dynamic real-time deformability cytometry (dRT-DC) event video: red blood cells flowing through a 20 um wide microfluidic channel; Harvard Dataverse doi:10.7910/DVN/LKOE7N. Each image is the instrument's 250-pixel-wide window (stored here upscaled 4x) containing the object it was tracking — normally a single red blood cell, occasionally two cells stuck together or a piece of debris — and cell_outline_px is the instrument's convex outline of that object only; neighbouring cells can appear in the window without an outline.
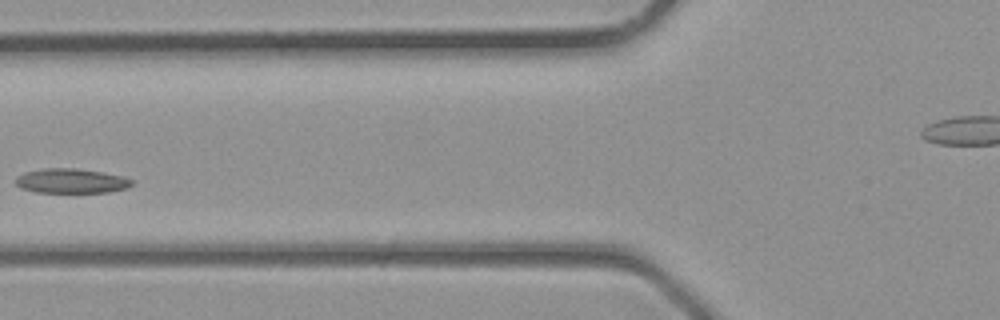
{"species": "common noctule bat (a hibernating species)", "species_latin": "Nyctalus noctula", "temperature_condition": "room temperature", "stored_images_in_passage": 6, "segment_of_instrument_passage": [1, 2], "camera_frame_rate_fps": 3000, "um_per_image_px": 0.085, "animal": {"sex": "male", "body_mass_g": 23.1, "forearm_length_mm": 52.7}, "frame": {"image": 1, "passage_image": 5, "time_ms": 1.333, "image_size_px": [1000, 320], "cell_outline_px": [[136, 180], [128, 188], [108, 192], [36, 192], [20, 188], [16, 184], [16, 176], [24, 172], [44, 168], [76, 168], [104, 172], [124, 176]], "centroid_in_image_um": [6.09, 15.37], "position_along_channel_um": 119.7, "area_um2": 16.88}}